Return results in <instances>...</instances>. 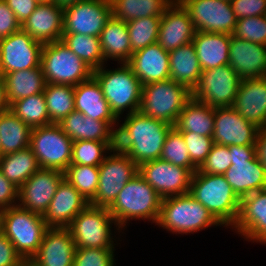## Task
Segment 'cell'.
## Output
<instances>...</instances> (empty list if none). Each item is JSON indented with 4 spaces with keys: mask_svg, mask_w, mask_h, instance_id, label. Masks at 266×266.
Here are the masks:
<instances>
[{
    "mask_svg": "<svg viewBox=\"0 0 266 266\" xmlns=\"http://www.w3.org/2000/svg\"><path fill=\"white\" fill-rule=\"evenodd\" d=\"M172 127L140 111L124 115V122H118L116 129L115 148L127 154L138 166L159 159L167 134Z\"/></svg>",
    "mask_w": 266,
    "mask_h": 266,
    "instance_id": "obj_1",
    "label": "cell"
},
{
    "mask_svg": "<svg viewBox=\"0 0 266 266\" xmlns=\"http://www.w3.org/2000/svg\"><path fill=\"white\" fill-rule=\"evenodd\" d=\"M189 194L207 208L222 227H233L241 199L223 175L205 174L197 170L192 174Z\"/></svg>",
    "mask_w": 266,
    "mask_h": 266,
    "instance_id": "obj_2",
    "label": "cell"
},
{
    "mask_svg": "<svg viewBox=\"0 0 266 266\" xmlns=\"http://www.w3.org/2000/svg\"><path fill=\"white\" fill-rule=\"evenodd\" d=\"M162 199L138 173L126 183L108 210L124 231L130 220L142 219L156 224Z\"/></svg>",
    "mask_w": 266,
    "mask_h": 266,
    "instance_id": "obj_3",
    "label": "cell"
},
{
    "mask_svg": "<svg viewBox=\"0 0 266 266\" xmlns=\"http://www.w3.org/2000/svg\"><path fill=\"white\" fill-rule=\"evenodd\" d=\"M102 67L93 70V77L99 83L111 112L121 122L124 111L126 115L139 111L142 84L127 63H119L117 68Z\"/></svg>",
    "mask_w": 266,
    "mask_h": 266,
    "instance_id": "obj_4",
    "label": "cell"
},
{
    "mask_svg": "<svg viewBox=\"0 0 266 266\" xmlns=\"http://www.w3.org/2000/svg\"><path fill=\"white\" fill-rule=\"evenodd\" d=\"M156 225L172 234H194L211 226H222L189 193L162 199Z\"/></svg>",
    "mask_w": 266,
    "mask_h": 266,
    "instance_id": "obj_5",
    "label": "cell"
},
{
    "mask_svg": "<svg viewBox=\"0 0 266 266\" xmlns=\"http://www.w3.org/2000/svg\"><path fill=\"white\" fill-rule=\"evenodd\" d=\"M1 232L28 263L38 251L49 228L43 216L18 205L0 211Z\"/></svg>",
    "mask_w": 266,
    "mask_h": 266,
    "instance_id": "obj_6",
    "label": "cell"
},
{
    "mask_svg": "<svg viewBox=\"0 0 266 266\" xmlns=\"http://www.w3.org/2000/svg\"><path fill=\"white\" fill-rule=\"evenodd\" d=\"M192 98V92L171 79L142 86L139 111L146 116L175 126L185 104Z\"/></svg>",
    "mask_w": 266,
    "mask_h": 266,
    "instance_id": "obj_7",
    "label": "cell"
},
{
    "mask_svg": "<svg viewBox=\"0 0 266 266\" xmlns=\"http://www.w3.org/2000/svg\"><path fill=\"white\" fill-rule=\"evenodd\" d=\"M40 65L46 83L77 86L93 76V69L62 40L43 44Z\"/></svg>",
    "mask_w": 266,
    "mask_h": 266,
    "instance_id": "obj_8",
    "label": "cell"
},
{
    "mask_svg": "<svg viewBox=\"0 0 266 266\" xmlns=\"http://www.w3.org/2000/svg\"><path fill=\"white\" fill-rule=\"evenodd\" d=\"M121 233L107 207L88 205L67 227L71 232L74 244L79 248H115L117 240L113 237L112 226ZM115 240V241H114Z\"/></svg>",
    "mask_w": 266,
    "mask_h": 266,
    "instance_id": "obj_9",
    "label": "cell"
},
{
    "mask_svg": "<svg viewBox=\"0 0 266 266\" xmlns=\"http://www.w3.org/2000/svg\"><path fill=\"white\" fill-rule=\"evenodd\" d=\"M73 141L58 124L36 127L31 130L30 148L40 168L64 172L71 164Z\"/></svg>",
    "mask_w": 266,
    "mask_h": 266,
    "instance_id": "obj_10",
    "label": "cell"
},
{
    "mask_svg": "<svg viewBox=\"0 0 266 266\" xmlns=\"http://www.w3.org/2000/svg\"><path fill=\"white\" fill-rule=\"evenodd\" d=\"M137 174L138 165L127 154L114 148L99 166L98 188L89 205L108 208Z\"/></svg>",
    "mask_w": 266,
    "mask_h": 266,
    "instance_id": "obj_11",
    "label": "cell"
},
{
    "mask_svg": "<svg viewBox=\"0 0 266 266\" xmlns=\"http://www.w3.org/2000/svg\"><path fill=\"white\" fill-rule=\"evenodd\" d=\"M231 167L223 174L236 195L243 197L266 189V173L255 156V145H229Z\"/></svg>",
    "mask_w": 266,
    "mask_h": 266,
    "instance_id": "obj_12",
    "label": "cell"
},
{
    "mask_svg": "<svg viewBox=\"0 0 266 266\" xmlns=\"http://www.w3.org/2000/svg\"><path fill=\"white\" fill-rule=\"evenodd\" d=\"M241 80L229 64L202 71L192 98L212 108L233 107Z\"/></svg>",
    "mask_w": 266,
    "mask_h": 266,
    "instance_id": "obj_13",
    "label": "cell"
},
{
    "mask_svg": "<svg viewBox=\"0 0 266 266\" xmlns=\"http://www.w3.org/2000/svg\"><path fill=\"white\" fill-rule=\"evenodd\" d=\"M112 16L110 0H82L64 7L63 33L99 37Z\"/></svg>",
    "mask_w": 266,
    "mask_h": 266,
    "instance_id": "obj_14",
    "label": "cell"
},
{
    "mask_svg": "<svg viewBox=\"0 0 266 266\" xmlns=\"http://www.w3.org/2000/svg\"><path fill=\"white\" fill-rule=\"evenodd\" d=\"M188 11L199 32L232 35L237 23L231 3L226 0H178Z\"/></svg>",
    "mask_w": 266,
    "mask_h": 266,
    "instance_id": "obj_15",
    "label": "cell"
},
{
    "mask_svg": "<svg viewBox=\"0 0 266 266\" xmlns=\"http://www.w3.org/2000/svg\"><path fill=\"white\" fill-rule=\"evenodd\" d=\"M138 173L162 198L184 195L190 191L193 173L160 158L140 164Z\"/></svg>",
    "mask_w": 266,
    "mask_h": 266,
    "instance_id": "obj_16",
    "label": "cell"
},
{
    "mask_svg": "<svg viewBox=\"0 0 266 266\" xmlns=\"http://www.w3.org/2000/svg\"><path fill=\"white\" fill-rule=\"evenodd\" d=\"M43 44L22 29L0 40V73L32 69L40 66Z\"/></svg>",
    "mask_w": 266,
    "mask_h": 266,
    "instance_id": "obj_17",
    "label": "cell"
},
{
    "mask_svg": "<svg viewBox=\"0 0 266 266\" xmlns=\"http://www.w3.org/2000/svg\"><path fill=\"white\" fill-rule=\"evenodd\" d=\"M63 179L60 170L39 168L19 188L17 205L43 216Z\"/></svg>",
    "mask_w": 266,
    "mask_h": 266,
    "instance_id": "obj_18",
    "label": "cell"
},
{
    "mask_svg": "<svg viewBox=\"0 0 266 266\" xmlns=\"http://www.w3.org/2000/svg\"><path fill=\"white\" fill-rule=\"evenodd\" d=\"M258 127L249 123L233 107L215 108L213 141L220 145H254Z\"/></svg>",
    "mask_w": 266,
    "mask_h": 266,
    "instance_id": "obj_19",
    "label": "cell"
},
{
    "mask_svg": "<svg viewBox=\"0 0 266 266\" xmlns=\"http://www.w3.org/2000/svg\"><path fill=\"white\" fill-rule=\"evenodd\" d=\"M232 229L247 241L266 245V189L241 199L238 218Z\"/></svg>",
    "mask_w": 266,
    "mask_h": 266,
    "instance_id": "obj_20",
    "label": "cell"
},
{
    "mask_svg": "<svg viewBox=\"0 0 266 266\" xmlns=\"http://www.w3.org/2000/svg\"><path fill=\"white\" fill-rule=\"evenodd\" d=\"M76 246L68 228L49 227L30 266H73Z\"/></svg>",
    "mask_w": 266,
    "mask_h": 266,
    "instance_id": "obj_21",
    "label": "cell"
},
{
    "mask_svg": "<svg viewBox=\"0 0 266 266\" xmlns=\"http://www.w3.org/2000/svg\"><path fill=\"white\" fill-rule=\"evenodd\" d=\"M195 32L188 11L178 0H174L161 17L157 43L169 52L190 43Z\"/></svg>",
    "mask_w": 266,
    "mask_h": 266,
    "instance_id": "obj_22",
    "label": "cell"
},
{
    "mask_svg": "<svg viewBox=\"0 0 266 266\" xmlns=\"http://www.w3.org/2000/svg\"><path fill=\"white\" fill-rule=\"evenodd\" d=\"M229 65L242 80L266 77V45L231 35Z\"/></svg>",
    "mask_w": 266,
    "mask_h": 266,
    "instance_id": "obj_23",
    "label": "cell"
},
{
    "mask_svg": "<svg viewBox=\"0 0 266 266\" xmlns=\"http://www.w3.org/2000/svg\"><path fill=\"white\" fill-rule=\"evenodd\" d=\"M63 11L64 7L57 3H39L21 24V29L42 44L60 41L63 36Z\"/></svg>",
    "mask_w": 266,
    "mask_h": 266,
    "instance_id": "obj_24",
    "label": "cell"
},
{
    "mask_svg": "<svg viewBox=\"0 0 266 266\" xmlns=\"http://www.w3.org/2000/svg\"><path fill=\"white\" fill-rule=\"evenodd\" d=\"M88 205L89 202L66 179H63L43 219L48 227L67 228Z\"/></svg>",
    "mask_w": 266,
    "mask_h": 266,
    "instance_id": "obj_25",
    "label": "cell"
},
{
    "mask_svg": "<svg viewBox=\"0 0 266 266\" xmlns=\"http://www.w3.org/2000/svg\"><path fill=\"white\" fill-rule=\"evenodd\" d=\"M127 64L142 85L170 79L169 53L158 43L134 52Z\"/></svg>",
    "mask_w": 266,
    "mask_h": 266,
    "instance_id": "obj_26",
    "label": "cell"
},
{
    "mask_svg": "<svg viewBox=\"0 0 266 266\" xmlns=\"http://www.w3.org/2000/svg\"><path fill=\"white\" fill-rule=\"evenodd\" d=\"M233 108L258 128L266 126V77L241 80Z\"/></svg>",
    "mask_w": 266,
    "mask_h": 266,
    "instance_id": "obj_27",
    "label": "cell"
},
{
    "mask_svg": "<svg viewBox=\"0 0 266 266\" xmlns=\"http://www.w3.org/2000/svg\"><path fill=\"white\" fill-rule=\"evenodd\" d=\"M75 111L81 112L93 120L108 122L115 130L119 120L111 112L101 87L92 76L90 79L74 86Z\"/></svg>",
    "mask_w": 266,
    "mask_h": 266,
    "instance_id": "obj_28",
    "label": "cell"
},
{
    "mask_svg": "<svg viewBox=\"0 0 266 266\" xmlns=\"http://www.w3.org/2000/svg\"><path fill=\"white\" fill-rule=\"evenodd\" d=\"M58 125L72 141L116 142V130L108 122L93 120L78 111L71 112Z\"/></svg>",
    "mask_w": 266,
    "mask_h": 266,
    "instance_id": "obj_29",
    "label": "cell"
},
{
    "mask_svg": "<svg viewBox=\"0 0 266 266\" xmlns=\"http://www.w3.org/2000/svg\"><path fill=\"white\" fill-rule=\"evenodd\" d=\"M230 34L196 31L192 40L201 70L229 64Z\"/></svg>",
    "mask_w": 266,
    "mask_h": 266,
    "instance_id": "obj_30",
    "label": "cell"
},
{
    "mask_svg": "<svg viewBox=\"0 0 266 266\" xmlns=\"http://www.w3.org/2000/svg\"><path fill=\"white\" fill-rule=\"evenodd\" d=\"M99 40L105 61H117L127 63L131 58V43L127 29V23L111 16L102 32Z\"/></svg>",
    "mask_w": 266,
    "mask_h": 266,
    "instance_id": "obj_31",
    "label": "cell"
},
{
    "mask_svg": "<svg viewBox=\"0 0 266 266\" xmlns=\"http://www.w3.org/2000/svg\"><path fill=\"white\" fill-rule=\"evenodd\" d=\"M170 79L192 91L199 82L201 66L193 42L169 51Z\"/></svg>",
    "mask_w": 266,
    "mask_h": 266,
    "instance_id": "obj_32",
    "label": "cell"
},
{
    "mask_svg": "<svg viewBox=\"0 0 266 266\" xmlns=\"http://www.w3.org/2000/svg\"><path fill=\"white\" fill-rule=\"evenodd\" d=\"M7 103L44 92L46 80L41 65L36 68L6 73L4 76Z\"/></svg>",
    "mask_w": 266,
    "mask_h": 266,
    "instance_id": "obj_33",
    "label": "cell"
},
{
    "mask_svg": "<svg viewBox=\"0 0 266 266\" xmlns=\"http://www.w3.org/2000/svg\"><path fill=\"white\" fill-rule=\"evenodd\" d=\"M215 108L191 98L182 109L175 127L180 132H192L212 137Z\"/></svg>",
    "mask_w": 266,
    "mask_h": 266,
    "instance_id": "obj_34",
    "label": "cell"
},
{
    "mask_svg": "<svg viewBox=\"0 0 266 266\" xmlns=\"http://www.w3.org/2000/svg\"><path fill=\"white\" fill-rule=\"evenodd\" d=\"M40 168L30 147L0 158V171L17 188H20Z\"/></svg>",
    "mask_w": 266,
    "mask_h": 266,
    "instance_id": "obj_35",
    "label": "cell"
},
{
    "mask_svg": "<svg viewBox=\"0 0 266 266\" xmlns=\"http://www.w3.org/2000/svg\"><path fill=\"white\" fill-rule=\"evenodd\" d=\"M31 128L9 109L0 113L2 155L30 147Z\"/></svg>",
    "mask_w": 266,
    "mask_h": 266,
    "instance_id": "obj_36",
    "label": "cell"
},
{
    "mask_svg": "<svg viewBox=\"0 0 266 266\" xmlns=\"http://www.w3.org/2000/svg\"><path fill=\"white\" fill-rule=\"evenodd\" d=\"M174 0H110L112 16L128 22L148 16H162Z\"/></svg>",
    "mask_w": 266,
    "mask_h": 266,
    "instance_id": "obj_37",
    "label": "cell"
},
{
    "mask_svg": "<svg viewBox=\"0 0 266 266\" xmlns=\"http://www.w3.org/2000/svg\"><path fill=\"white\" fill-rule=\"evenodd\" d=\"M61 40L93 70L107 64L102 54L99 37L76 33H63Z\"/></svg>",
    "mask_w": 266,
    "mask_h": 266,
    "instance_id": "obj_38",
    "label": "cell"
},
{
    "mask_svg": "<svg viewBox=\"0 0 266 266\" xmlns=\"http://www.w3.org/2000/svg\"><path fill=\"white\" fill-rule=\"evenodd\" d=\"M43 93L51 123L58 124L75 111L74 86L47 83Z\"/></svg>",
    "mask_w": 266,
    "mask_h": 266,
    "instance_id": "obj_39",
    "label": "cell"
},
{
    "mask_svg": "<svg viewBox=\"0 0 266 266\" xmlns=\"http://www.w3.org/2000/svg\"><path fill=\"white\" fill-rule=\"evenodd\" d=\"M9 110L31 129L52 124L43 92L16 100L9 105Z\"/></svg>",
    "mask_w": 266,
    "mask_h": 266,
    "instance_id": "obj_40",
    "label": "cell"
},
{
    "mask_svg": "<svg viewBox=\"0 0 266 266\" xmlns=\"http://www.w3.org/2000/svg\"><path fill=\"white\" fill-rule=\"evenodd\" d=\"M161 17L148 16L126 22L131 43V55L148 45L157 43Z\"/></svg>",
    "mask_w": 266,
    "mask_h": 266,
    "instance_id": "obj_41",
    "label": "cell"
},
{
    "mask_svg": "<svg viewBox=\"0 0 266 266\" xmlns=\"http://www.w3.org/2000/svg\"><path fill=\"white\" fill-rule=\"evenodd\" d=\"M64 179L90 203L98 188L99 167L70 164L64 171Z\"/></svg>",
    "mask_w": 266,
    "mask_h": 266,
    "instance_id": "obj_42",
    "label": "cell"
},
{
    "mask_svg": "<svg viewBox=\"0 0 266 266\" xmlns=\"http://www.w3.org/2000/svg\"><path fill=\"white\" fill-rule=\"evenodd\" d=\"M116 142L95 140L73 141L71 164L97 166L104 161L107 153L115 148Z\"/></svg>",
    "mask_w": 266,
    "mask_h": 266,
    "instance_id": "obj_43",
    "label": "cell"
},
{
    "mask_svg": "<svg viewBox=\"0 0 266 266\" xmlns=\"http://www.w3.org/2000/svg\"><path fill=\"white\" fill-rule=\"evenodd\" d=\"M160 159L189 169L192 173L197 171V167L191 162L190 154L181 132L173 126L167 134L162 148Z\"/></svg>",
    "mask_w": 266,
    "mask_h": 266,
    "instance_id": "obj_44",
    "label": "cell"
},
{
    "mask_svg": "<svg viewBox=\"0 0 266 266\" xmlns=\"http://www.w3.org/2000/svg\"><path fill=\"white\" fill-rule=\"evenodd\" d=\"M232 35L252 43L266 45V16H253L237 20Z\"/></svg>",
    "mask_w": 266,
    "mask_h": 266,
    "instance_id": "obj_45",
    "label": "cell"
},
{
    "mask_svg": "<svg viewBox=\"0 0 266 266\" xmlns=\"http://www.w3.org/2000/svg\"><path fill=\"white\" fill-rule=\"evenodd\" d=\"M115 248L76 247L73 266H115Z\"/></svg>",
    "mask_w": 266,
    "mask_h": 266,
    "instance_id": "obj_46",
    "label": "cell"
},
{
    "mask_svg": "<svg viewBox=\"0 0 266 266\" xmlns=\"http://www.w3.org/2000/svg\"><path fill=\"white\" fill-rule=\"evenodd\" d=\"M231 165L229 147L214 143L207 158L197 170L205 174L223 175Z\"/></svg>",
    "mask_w": 266,
    "mask_h": 266,
    "instance_id": "obj_47",
    "label": "cell"
},
{
    "mask_svg": "<svg viewBox=\"0 0 266 266\" xmlns=\"http://www.w3.org/2000/svg\"><path fill=\"white\" fill-rule=\"evenodd\" d=\"M181 134L190 154L191 162L199 168L212 149L213 138L192 132H181Z\"/></svg>",
    "mask_w": 266,
    "mask_h": 266,
    "instance_id": "obj_48",
    "label": "cell"
},
{
    "mask_svg": "<svg viewBox=\"0 0 266 266\" xmlns=\"http://www.w3.org/2000/svg\"><path fill=\"white\" fill-rule=\"evenodd\" d=\"M230 3L238 20L266 14V0H232Z\"/></svg>",
    "mask_w": 266,
    "mask_h": 266,
    "instance_id": "obj_49",
    "label": "cell"
},
{
    "mask_svg": "<svg viewBox=\"0 0 266 266\" xmlns=\"http://www.w3.org/2000/svg\"><path fill=\"white\" fill-rule=\"evenodd\" d=\"M21 30V23L8 7L5 0H0V40Z\"/></svg>",
    "mask_w": 266,
    "mask_h": 266,
    "instance_id": "obj_50",
    "label": "cell"
},
{
    "mask_svg": "<svg viewBox=\"0 0 266 266\" xmlns=\"http://www.w3.org/2000/svg\"><path fill=\"white\" fill-rule=\"evenodd\" d=\"M25 264L14 245L0 232V266H24Z\"/></svg>",
    "mask_w": 266,
    "mask_h": 266,
    "instance_id": "obj_51",
    "label": "cell"
},
{
    "mask_svg": "<svg viewBox=\"0 0 266 266\" xmlns=\"http://www.w3.org/2000/svg\"><path fill=\"white\" fill-rule=\"evenodd\" d=\"M18 192L19 188L6 179L0 171V211L17 205Z\"/></svg>",
    "mask_w": 266,
    "mask_h": 266,
    "instance_id": "obj_52",
    "label": "cell"
},
{
    "mask_svg": "<svg viewBox=\"0 0 266 266\" xmlns=\"http://www.w3.org/2000/svg\"><path fill=\"white\" fill-rule=\"evenodd\" d=\"M15 17L22 24L34 12L39 2L37 0H5Z\"/></svg>",
    "mask_w": 266,
    "mask_h": 266,
    "instance_id": "obj_53",
    "label": "cell"
},
{
    "mask_svg": "<svg viewBox=\"0 0 266 266\" xmlns=\"http://www.w3.org/2000/svg\"><path fill=\"white\" fill-rule=\"evenodd\" d=\"M255 156L266 173V126L259 128L255 142Z\"/></svg>",
    "mask_w": 266,
    "mask_h": 266,
    "instance_id": "obj_54",
    "label": "cell"
},
{
    "mask_svg": "<svg viewBox=\"0 0 266 266\" xmlns=\"http://www.w3.org/2000/svg\"><path fill=\"white\" fill-rule=\"evenodd\" d=\"M8 109H9V105L7 103V98H6L4 77L0 73V113Z\"/></svg>",
    "mask_w": 266,
    "mask_h": 266,
    "instance_id": "obj_55",
    "label": "cell"
},
{
    "mask_svg": "<svg viewBox=\"0 0 266 266\" xmlns=\"http://www.w3.org/2000/svg\"><path fill=\"white\" fill-rule=\"evenodd\" d=\"M78 1H82V0H55V3H57L58 5L62 7H65L67 5L77 3Z\"/></svg>",
    "mask_w": 266,
    "mask_h": 266,
    "instance_id": "obj_56",
    "label": "cell"
},
{
    "mask_svg": "<svg viewBox=\"0 0 266 266\" xmlns=\"http://www.w3.org/2000/svg\"><path fill=\"white\" fill-rule=\"evenodd\" d=\"M39 3H55V0H37Z\"/></svg>",
    "mask_w": 266,
    "mask_h": 266,
    "instance_id": "obj_57",
    "label": "cell"
},
{
    "mask_svg": "<svg viewBox=\"0 0 266 266\" xmlns=\"http://www.w3.org/2000/svg\"><path fill=\"white\" fill-rule=\"evenodd\" d=\"M1 143H0V158L2 157Z\"/></svg>",
    "mask_w": 266,
    "mask_h": 266,
    "instance_id": "obj_58",
    "label": "cell"
}]
</instances>
